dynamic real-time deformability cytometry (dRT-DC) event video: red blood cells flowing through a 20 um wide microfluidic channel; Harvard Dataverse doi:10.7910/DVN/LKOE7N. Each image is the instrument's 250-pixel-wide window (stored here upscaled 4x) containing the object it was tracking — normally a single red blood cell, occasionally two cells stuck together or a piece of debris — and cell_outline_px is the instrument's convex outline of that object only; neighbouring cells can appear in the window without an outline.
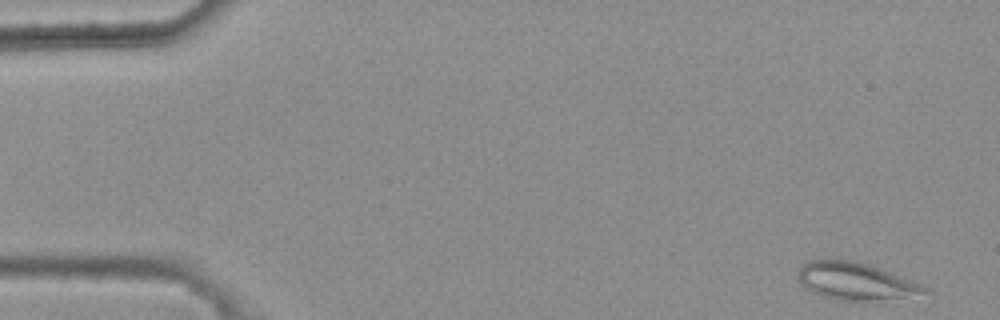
{"species": "common noctule bat (a hibernating species)", "species_latin": "Nyctalus noctula", "temperature_condition": "warm", "stored_images_in_passage": 44, "camera_frame_rate_fps": 3000, "um_per_image_px": 0.085, "animal": {"sex": "female", "body_mass_g": 25.1}, "frame": {"image": 1, "passage_image": 1, "time_ms": 0.0, "image_size_px": [1000, 320], "cell_outline_px": [[932, 292], [864, 304], [832, 300], [820, 296], [804, 288], [800, 284], [800, 268], [808, 260], [852, 260], [868, 264], [892, 272], [920, 284], [928, 288]], "centroid_in_image_um": [72.75, 23.97], "position_along_channel_um": 12.3, "area_um2": 28.26}}
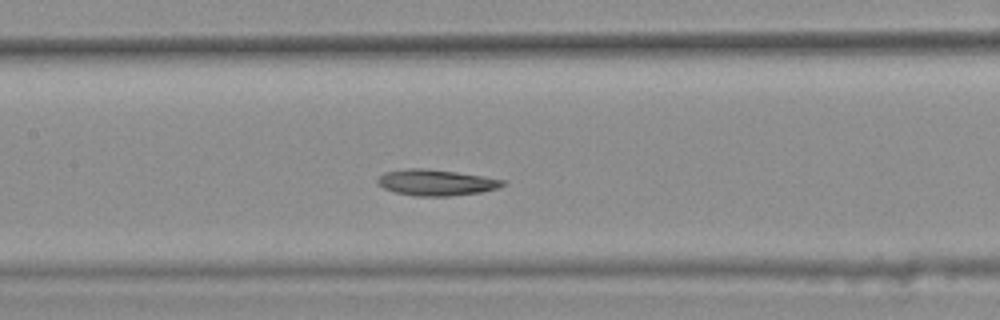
{"frame": {"image": 2, "passage_image": 24, "time_ms": 7.667, "image_size_px": [1000, 320], "cell_outline_px": [[508, 184], [496, 188], [480, 192], [452, 196], [416, 196], [396, 192], [384, 188], [376, 180], [384, 172], [408, 168], [424, 168], [456, 172], [484, 176], [504, 180]], "centroid_in_image_um": [37.09, 15.51], "position_along_channel_um": 170.3, "area_um2": 18.9}}
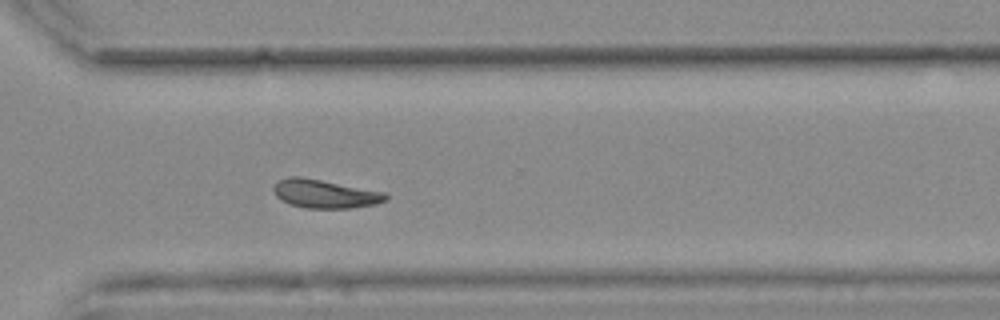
{"frame": {"image": 3, "passage_image": 38, "time_ms": 12.333, "image_size_px": [1000, 320], "cell_outline_px": [[388, 200], [376, 204], [352, 208], [304, 208], [280, 200], [276, 196], [272, 188], [280, 180], [288, 176], [300, 176], [388, 192]], "centroid_in_image_um": [27.66, 16.47], "position_along_channel_um": 342.9, "area_um2": 18.84}, "authors_computed_cell_mechanics": {"area_um2": 18.8717, "velocity_mm_per_s": 3.6936, "shape_relaxation_time_tau1_ms": null, "shape_relaxation_time_tau2_ms": 10.7371, "deformation_change_tau1": null, "deformation_change_tau2": 0.1407}}